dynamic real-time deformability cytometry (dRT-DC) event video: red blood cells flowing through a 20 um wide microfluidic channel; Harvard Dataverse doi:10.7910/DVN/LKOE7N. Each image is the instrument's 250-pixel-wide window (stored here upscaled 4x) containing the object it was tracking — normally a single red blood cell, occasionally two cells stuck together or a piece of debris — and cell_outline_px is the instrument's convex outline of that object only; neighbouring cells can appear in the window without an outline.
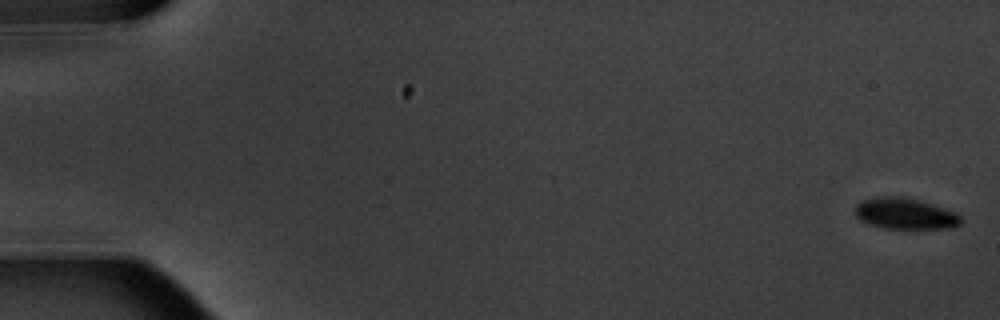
{"species": "common noctule bat (a hibernating species)", "species_latin": "Nyctalus noctula", "temperature_condition": "warm", "stored_images_in_passage": 5, "camera_frame_rate_fps": 3000, "um_per_image_px": 0.085, "animal": {"sex": "male", "body_mass_g": 20.1, "forearm_length_mm": 53.5}, "frame": {"image": 1, "passage_image": 1, "time_ms": 0.0, "image_size_px": [1000, 320], "cell_outline_px": [[960, 224], [952, 228], [884, 228], [868, 224], [860, 220], [856, 216], [856, 204], [860, 200], [880, 196], [904, 196], [920, 200], [956, 212], [960, 216]], "centroid_in_image_um": [76.91, 18.14], "position_along_channel_um": 8.1, "area_um2": 19.25}}
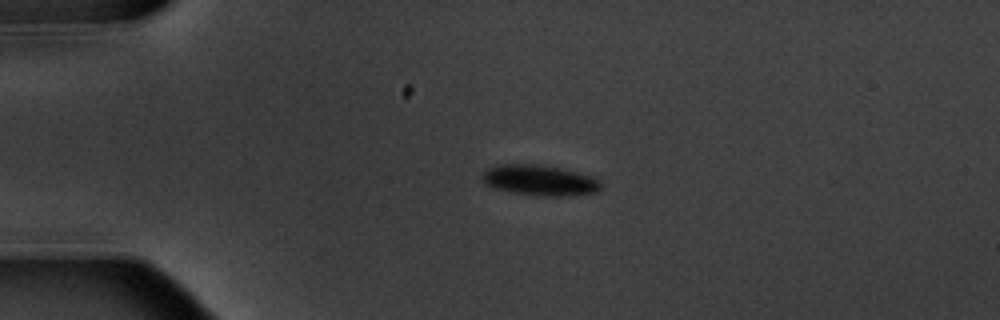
{"frame": {"image": 2, "passage_image": 4, "time_ms": 4.333, "image_size_px": [1000, 320], "cell_outline_px": [[600, 188], [596, 192], [568, 196], [540, 196], [512, 192], [496, 188], [484, 184], [480, 176], [488, 168], [496, 164], [544, 164], [592, 176], [600, 184]], "centroid_in_image_um": [45.82, 15.31], "position_along_channel_um": 39.2, "area_um2": 21.15}}